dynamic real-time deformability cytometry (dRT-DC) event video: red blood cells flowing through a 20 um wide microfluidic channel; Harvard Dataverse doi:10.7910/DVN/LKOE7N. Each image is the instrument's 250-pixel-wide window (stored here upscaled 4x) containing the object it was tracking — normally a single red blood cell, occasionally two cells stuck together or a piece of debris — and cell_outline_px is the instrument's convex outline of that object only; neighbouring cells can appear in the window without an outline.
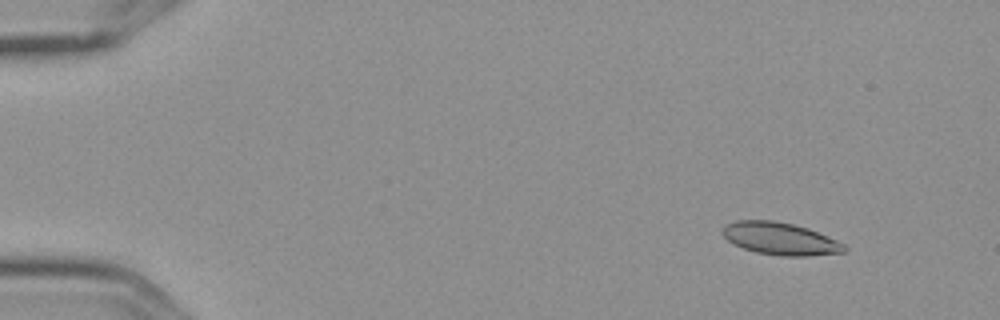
{"species": "Egyptian fruit bat (a non-hibernating species)", "species_latin": "Rousettus aegyptiacus", "temperature_condition": "cold", "stored_images_in_passage": 6, "camera_frame_rate_fps": 3000, "um_per_image_px": 0.085, "frame": {"image": 1, "passage_image": 2, "time_ms": 0.333, "image_size_px": [1000, 320], "cell_outline_px": [[848, 248], [844, 252], [808, 256], [780, 256], [756, 252], [744, 248], [728, 240], [720, 232], [728, 224], [736, 220], [772, 220], [792, 224], [808, 228], [828, 236], [844, 244]], "centroid_in_image_um": [66.34, 20.29], "position_along_channel_um": 18.7, "area_um2": 22.83}}
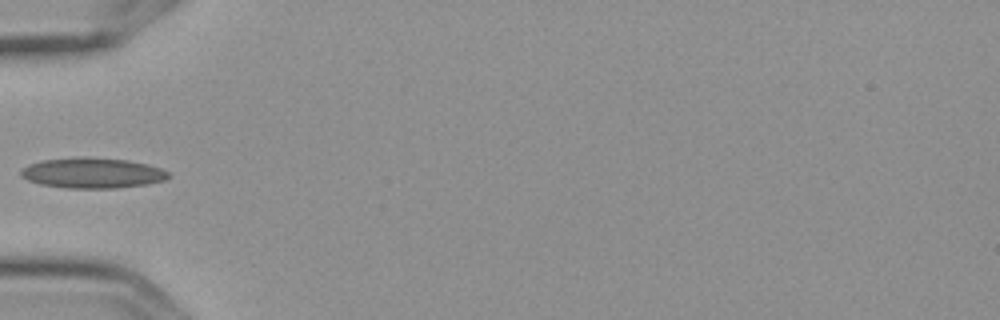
{"frame": {"image": 2, "passage_image": 5, "time_ms": 1.333, "image_size_px": [1000, 320], "cell_outline_px": [[172, 176], [164, 180], [148, 184], [116, 188], [64, 188], [40, 184], [28, 180], [20, 176], [20, 168], [28, 164], [44, 160], [76, 156], [84, 156], [124, 160], [148, 164], [160, 168], [168, 172]], "centroid_in_image_um": [7.82, 14.7], "position_along_channel_um": 77.2, "area_um2": 26.41}}
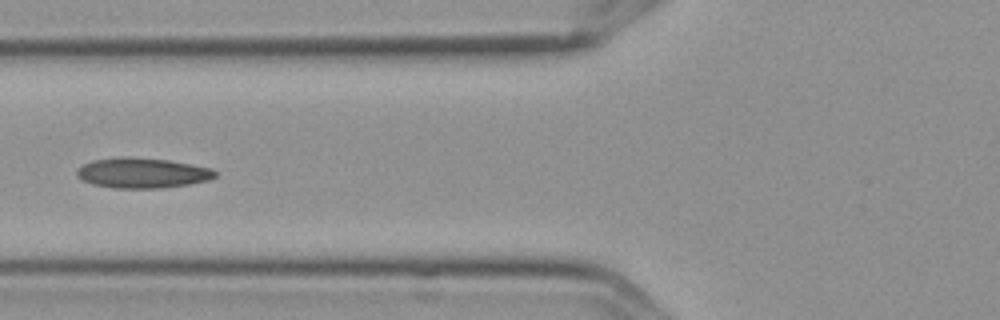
{"frame": {"image": 3, "passage_image": 6, "time_ms": 1.667, "image_size_px": [1000, 320], "cell_outline_px": [[216, 176], [208, 180], [188, 184], [164, 188], [112, 188], [92, 184], [76, 176], [76, 168], [92, 160], [168, 160], [212, 168], [216, 172]], "centroid_in_image_um": [12.12, 14.76], "position_along_channel_um": 113.7, "area_um2": 23.29}}